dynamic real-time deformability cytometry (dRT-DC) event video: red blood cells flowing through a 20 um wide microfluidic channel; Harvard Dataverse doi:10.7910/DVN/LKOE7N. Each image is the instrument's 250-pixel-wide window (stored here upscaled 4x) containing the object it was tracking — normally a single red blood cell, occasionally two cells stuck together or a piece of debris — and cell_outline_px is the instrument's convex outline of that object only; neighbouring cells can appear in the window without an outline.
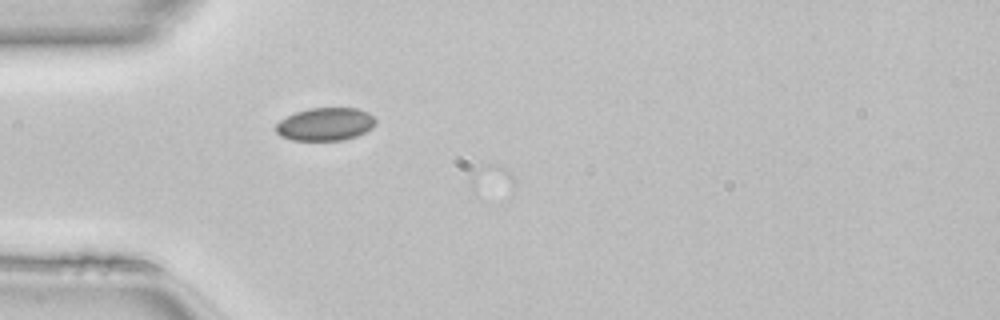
{"species": "common noctule bat (a hibernating species)", "species_latin": "Nyctalus noctula", "temperature_condition": "room temperature", "stored_images_in_passage": 5, "camera_frame_rate_fps": 3000, "um_per_image_px": 0.085, "animal": {"sex": "female", "body_mass_g": 22.7, "forearm_length_mm": 54.2}, "frame": {"image": 1, "passage_image": 3, "time_ms": 0.667, "image_size_px": [1000, 320], "cell_outline_px": [[376, 124], [372, 128], [356, 136], [340, 140], [292, 140], [280, 136], [276, 132], [276, 124], [280, 120], [296, 112], [308, 108], [356, 108], [368, 112], [376, 120]], "centroid_in_image_um": [27.65, 10.55], "position_along_channel_um": 57.4, "area_um2": 19.07}}